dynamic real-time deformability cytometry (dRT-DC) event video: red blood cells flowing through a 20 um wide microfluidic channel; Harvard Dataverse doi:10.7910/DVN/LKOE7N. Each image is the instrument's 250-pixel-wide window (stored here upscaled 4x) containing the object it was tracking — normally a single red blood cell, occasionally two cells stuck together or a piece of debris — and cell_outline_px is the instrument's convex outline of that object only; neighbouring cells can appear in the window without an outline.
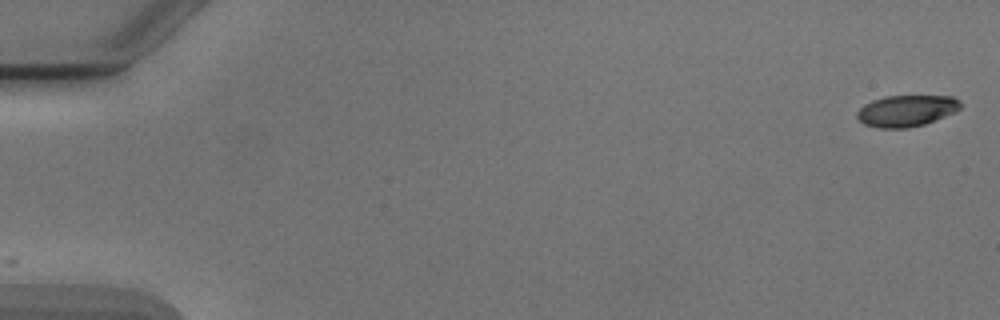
{"species": "Egyptian fruit bat (a non-hibernating species)", "species_latin": "Rousettus aegyptiacus", "temperature_condition": "cold", "stored_images_in_passage": 5, "camera_frame_rate_fps": 3000, "um_per_image_px": 0.085, "animal": {"sex": "male"}, "frame": {"image": 1, "passage_image": 1, "time_ms": 0.0, "image_size_px": [1000, 320], "cell_outline_px": [[960, 108], [944, 116], [924, 124], [904, 128], [880, 128], [864, 124], [856, 116], [856, 112], [864, 104], [872, 100], [884, 96], [952, 96], [960, 100]], "centroid_in_image_um": [77.01, 9.4], "position_along_channel_um": 8.0, "area_um2": 18.73}}
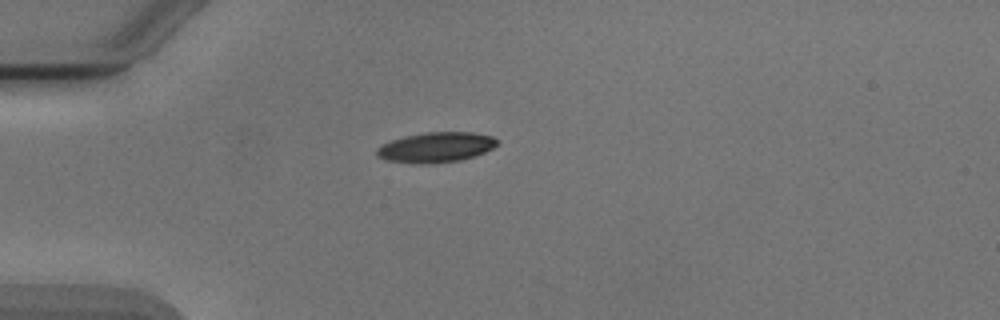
{"frame": {"image": 2, "passage_image": 5, "time_ms": 4.667, "image_size_px": [1000, 320], "cell_outline_px": [[500, 144], [484, 152], [460, 160], [432, 164], [420, 164], [388, 160], [376, 156], [376, 148], [392, 140], [404, 136], [424, 132], [472, 132], [492, 136], [500, 140]], "centroid_in_image_um": [37.08, 12.51], "position_along_channel_um": 47.9, "area_um2": 21.21}}